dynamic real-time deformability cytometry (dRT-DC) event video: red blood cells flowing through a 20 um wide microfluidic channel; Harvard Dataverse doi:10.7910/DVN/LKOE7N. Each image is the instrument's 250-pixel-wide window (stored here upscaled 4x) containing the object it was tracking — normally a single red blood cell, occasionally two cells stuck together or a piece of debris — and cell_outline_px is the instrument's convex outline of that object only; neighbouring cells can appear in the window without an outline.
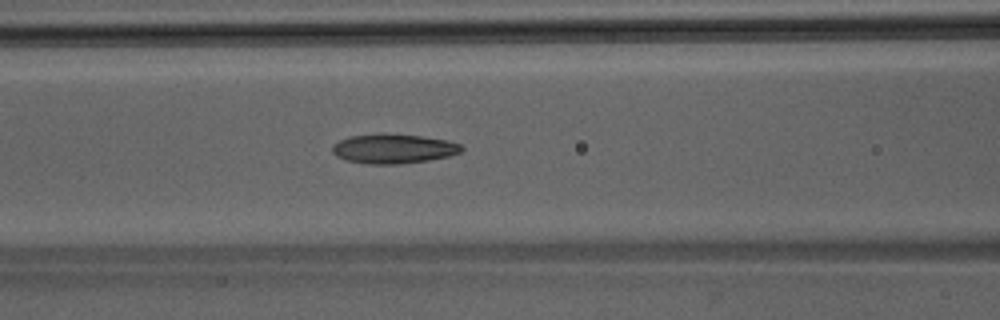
{"species": "Egyptian fruit bat (a non-hibernating species)", "species_latin": "Rousettus aegyptiacus", "temperature_condition": "room temperature", "stored_images_in_passage": 46, "camera_frame_rate_fps": 3000, "um_per_image_px": 0.085, "animal": {"sex": "male"}, "frame": {"image": 1, "passage_image": 19, "time_ms": 6.0, "image_size_px": [1000, 320], "cell_outline_px": [[464, 148], [460, 152], [448, 156], [428, 160], [400, 164], [368, 164], [344, 160], [336, 156], [332, 152], [332, 144], [348, 136], [384, 132], [420, 136], [448, 140], [460, 144]], "centroid_in_image_um": [33.4, 12.62], "position_along_channel_um": 133.2, "area_um2": 22.54}}
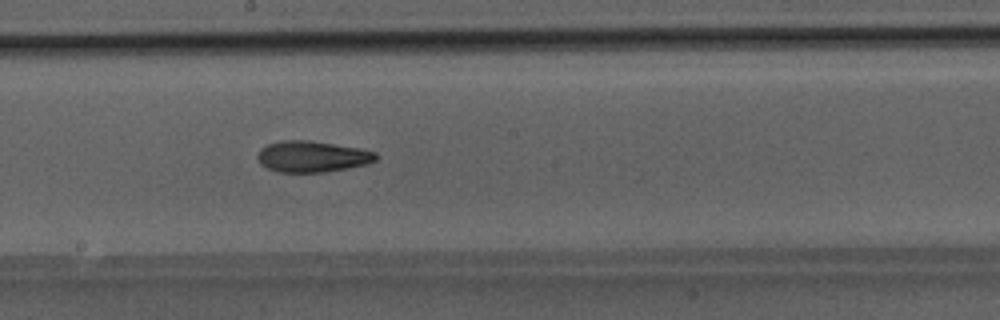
{"frame": {"image": 2, "passage_image": 25, "time_ms": 8.0, "image_size_px": [1000, 320], "cell_outline_px": [[376, 160], [368, 164], [348, 168], [324, 172], [276, 172], [260, 164], [256, 156], [260, 148], [268, 144], [280, 140], [308, 140], [360, 148], [376, 152]], "centroid_in_image_um": [26.51, 13.3], "position_along_channel_um": 221.7, "area_um2": 21.62}}
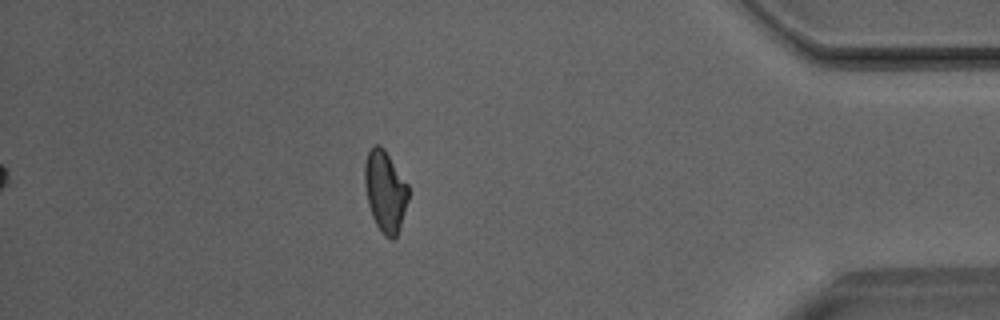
{"frame": {"image": 3, "passage_image": 40, "time_ms": 13.0, "image_size_px": [1000, 320], "cell_outline_px": [[408, 200], [400, 228], [396, 236], [392, 240], [384, 236], [380, 232], [372, 216], [368, 204], [364, 184], [364, 164], [368, 152], [372, 144], [380, 144], [384, 148], [408, 184]], "centroid_in_image_um": [32.73, 16.25], "position_along_channel_um": 402.5, "area_um2": 20.92}}